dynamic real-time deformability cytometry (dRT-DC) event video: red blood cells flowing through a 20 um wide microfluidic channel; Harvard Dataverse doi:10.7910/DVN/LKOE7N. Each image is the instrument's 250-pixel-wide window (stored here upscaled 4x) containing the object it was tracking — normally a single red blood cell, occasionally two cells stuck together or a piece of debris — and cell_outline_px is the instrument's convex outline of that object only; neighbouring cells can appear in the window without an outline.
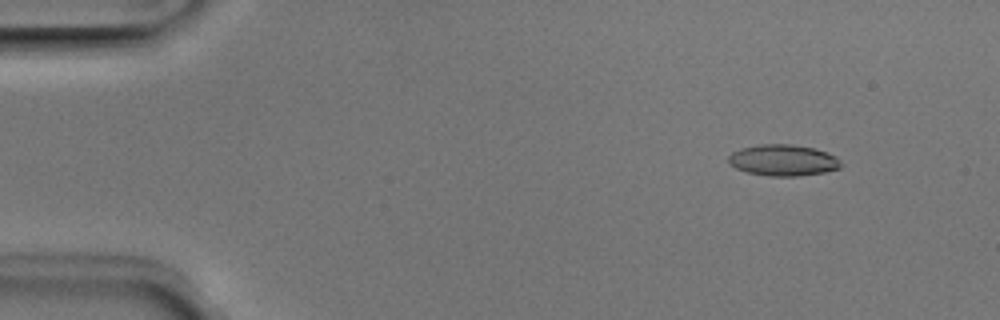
{"species": "Egyptian fruit bat (a non-hibernating species)", "species_latin": "Rousettus aegyptiacus", "temperature_condition": "room temperature", "stored_images_in_passage": 50, "camera_frame_rate_fps": 3000, "um_per_image_px": 0.085, "animal": {"sex": "male"}, "frame": {"image": 1, "passage_image": 5, "time_ms": 1.333, "image_size_px": [1000, 320], "cell_outline_px": [[840, 168], [824, 172], [796, 176], [768, 176], [748, 172], [736, 168], [728, 164], [728, 156], [732, 152], [740, 148], [760, 144], [792, 144], [812, 148], [828, 152], [836, 156], [840, 160]], "centroid_in_image_um": [66.54, 13.61], "position_along_channel_um": 18.5, "area_um2": 20.52}}
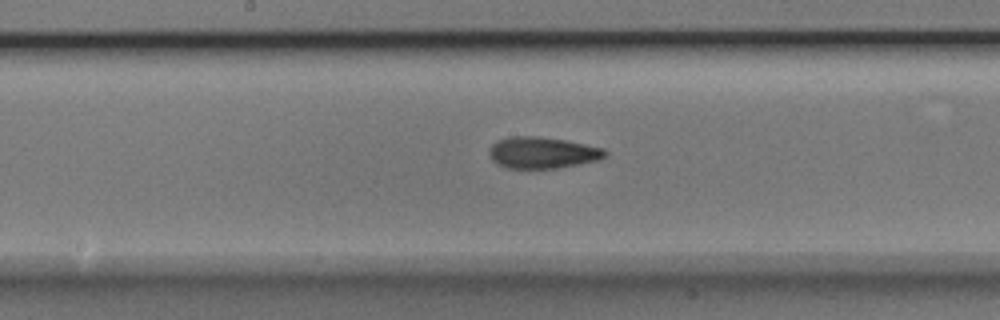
{"frame": {"image": 2, "passage_image": 26, "time_ms": 8.333, "image_size_px": [1000, 320], "cell_outline_px": [[608, 156], [596, 160], [556, 168], [508, 168], [496, 164], [492, 160], [488, 152], [492, 144], [496, 140], [512, 136], [540, 136], [564, 140], [604, 148], [608, 152]], "centroid_in_image_um": [46.07, 12.97], "position_along_channel_um": 202.1, "area_um2": 21.21}}
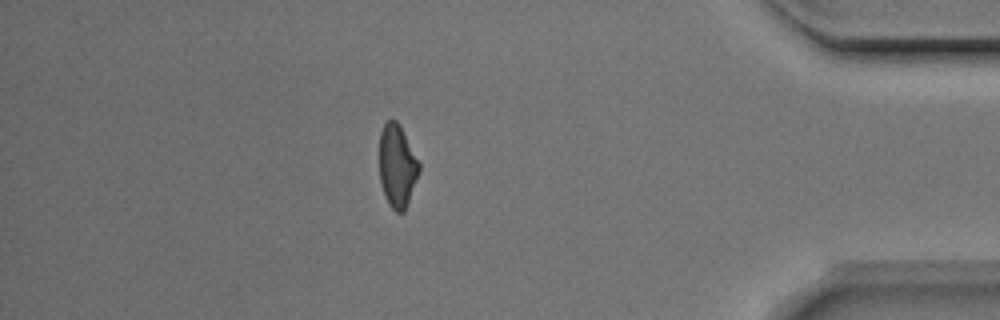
{"frame": {"image": 3, "passage_image": 44, "time_ms": 14.333, "image_size_px": [1000, 320], "cell_outline_px": [[420, 172], [404, 212], [396, 212], [388, 204], [384, 196], [380, 180], [380, 132], [384, 124], [392, 116], [400, 124], [420, 164]], "centroid_in_image_um": [33.76, 14.09], "position_along_channel_um": 401.4, "area_um2": 19.31}, "authors_computed_cell_mechanics": {"area_um2": 20.4323, "velocity_mm_per_s": 3.9748, "shape_relaxation_time_tau1_ms": 3.0586, "shape_relaxation_time_tau2_ms": 1.9967, "deformation_change_tau1": 0.1474, "deformation_change_tau2": 0.1032}}